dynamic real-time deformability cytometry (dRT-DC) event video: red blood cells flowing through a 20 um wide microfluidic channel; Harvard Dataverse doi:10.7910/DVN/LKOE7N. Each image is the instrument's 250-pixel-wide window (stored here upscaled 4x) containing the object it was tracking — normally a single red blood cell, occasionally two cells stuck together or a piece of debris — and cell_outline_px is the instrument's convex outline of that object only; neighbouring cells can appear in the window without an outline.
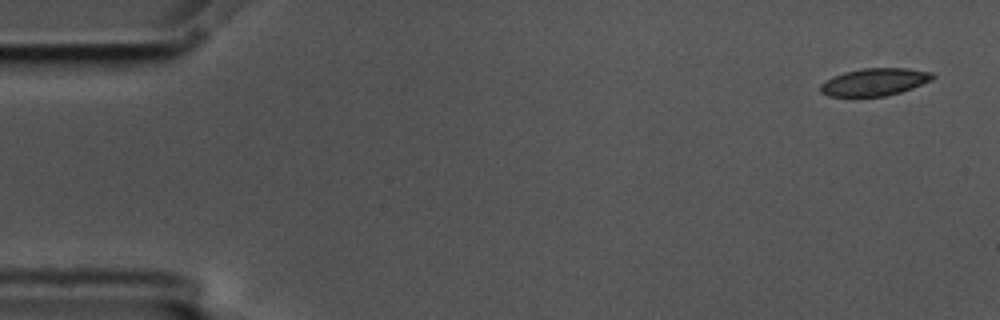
{"species": "common noctule bat (a hibernating species)", "species_latin": "Nyctalus noctula", "temperature_condition": "cold", "stored_images_in_passage": 5, "camera_frame_rate_fps": 3000, "um_per_image_px": 0.085, "animal": {"sex": "male", "body_mass_g": 17.5, "forearm_length_mm": 52.3}, "frame": {"image": 1, "passage_image": 1, "time_ms": 0.0, "image_size_px": [1000, 320], "cell_outline_px": [[936, 76], [932, 80], [912, 88], [900, 92], [884, 96], [828, 96], [820, 92], [820, 84], [832, 76], [844, 72], [864, 68], [904, 68], [932, 72]], "centroid_in_image_um": [74.33, 6.96], "position_along_channel_um": 10.7, "area_um2": 17.92}}
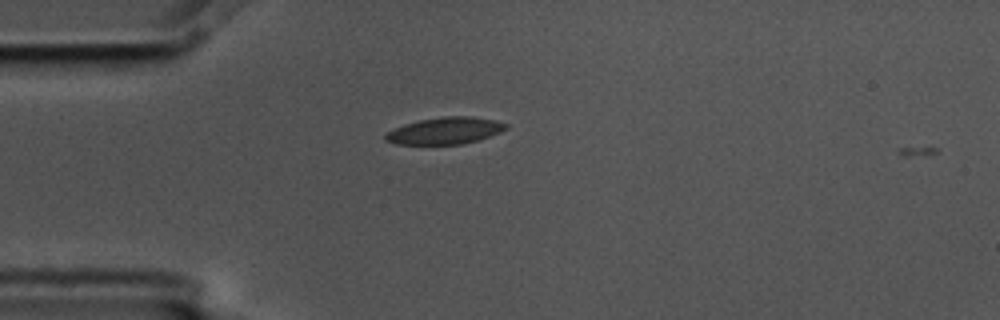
{"frame": {"image": 2, "passage_image": 4, "time_ms": 1.0, "image_size_px": [1000, 320], "cell_outline_px": [[508, 128], [500, 132], [464, 144], [396, 144], [384, 140], [384, 136], [388, 132], [404, 124], [420, 120], [444, 116], [472, 116], [496, 120], [508, 124]], "centroid_in_image_um": [37.84, 11.1], "position_along_channel_um": 47.2, "area_um2": 18.73}}